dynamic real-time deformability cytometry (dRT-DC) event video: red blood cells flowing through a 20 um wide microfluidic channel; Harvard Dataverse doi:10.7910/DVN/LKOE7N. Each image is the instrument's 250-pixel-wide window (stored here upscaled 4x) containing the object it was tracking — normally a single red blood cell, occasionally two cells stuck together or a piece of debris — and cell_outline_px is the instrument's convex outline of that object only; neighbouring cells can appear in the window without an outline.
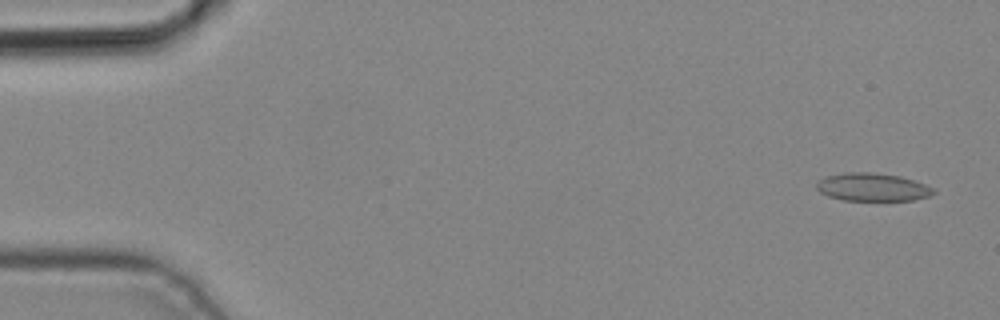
{"species": "common noctule bat (a hibernating species)", "species_latin": "Nyctalus noctula", "temperature_condition": "cold", "stored_images_in_passage": 3, "camera_frame_rate_fps": 3000, "um_per_image_px": 0.085, "animal": {"sex": "male", "body_mass_g": 19.2, "forearm_length_mm": 51.8}, "frame": {"image": 1, "passage_image": 1, "time_ms": 0.0, "image_size_px": [1000, 320], "cell_outline_px": [[936, 192], [932, 196], [912, 200], [844, 200], [828, 196], [820, 192], [816, 188], [816, 184], [820, 180], [828, 176], [844, 172], [872, 172], [900, 176], [936, 188]], "centroid_in_image_um": [74.2, 15.91], "position_along_channel_um": 10.8, "area_um2": 19.07}}
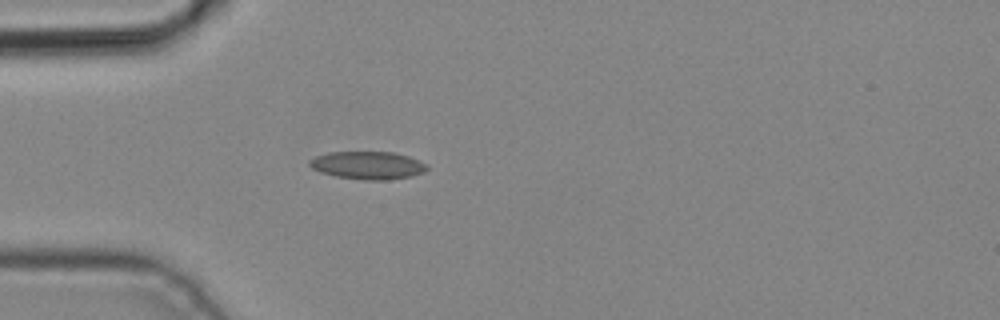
{"frame": {"image": 2, "passage_image": 3, "time_ms": 0.667, "image_size_px": [1000, 320], "cell_outline_px": [[428, 168], [424, 172], [412, 176], [388, 180], [364, 180], [336, 176], [320, 172], [312, 168], [308, 164], [308, 160], [316, 156], [328, 152], [392, 152], [408, 156], [428, 164]], "centroid_in_image_um": [31.26, 14.05], "position_along_channel_um": 53.7, "area_um2": 19.13}}